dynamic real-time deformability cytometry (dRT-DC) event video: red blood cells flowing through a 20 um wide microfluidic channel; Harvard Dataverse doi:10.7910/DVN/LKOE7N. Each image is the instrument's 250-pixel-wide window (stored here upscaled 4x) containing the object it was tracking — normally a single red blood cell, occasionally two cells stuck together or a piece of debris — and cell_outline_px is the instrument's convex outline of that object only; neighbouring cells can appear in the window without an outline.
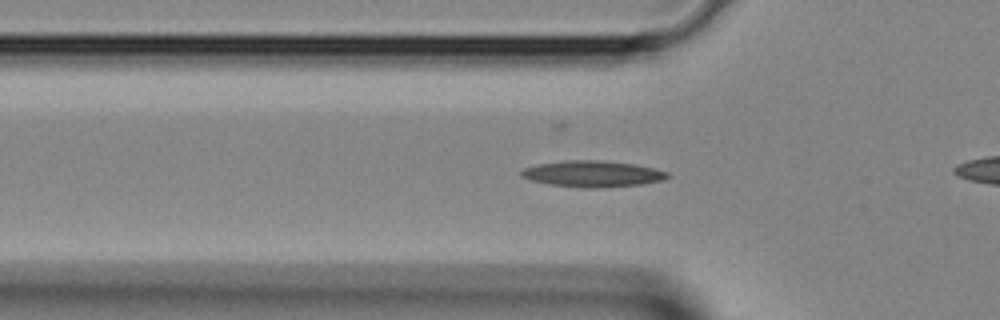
{"species": "Egyptian fruit bat (a non-hibernating species)", "species_latin": "Rousettus aegyptiacus", "temperature_condition": "room temperature", "stored_images_in_passage": 30, "camera_frame_rate_fps": 3000, "um_per_image_px": 0.085, "animal": {"sex": "female"}, "frame": {"image": 1, "passage_image": 9, "time_ms": 2.667, "image_size_px": [1000, 320], "cell_outline_px": [[672, 176], [664, 180], [640, 184], [596, 188], [584, 188], [548, 184], [532, 180], [520, 176], [520, 172], [524, 168], [540, 164], [564, 160], [600, 160], [632, 164], [652, 168], [668, 172]], "centroid_in_image_um": [50.37, 14.78], "position_along_channel_um": 75.4, "area_um2": 22.2}}
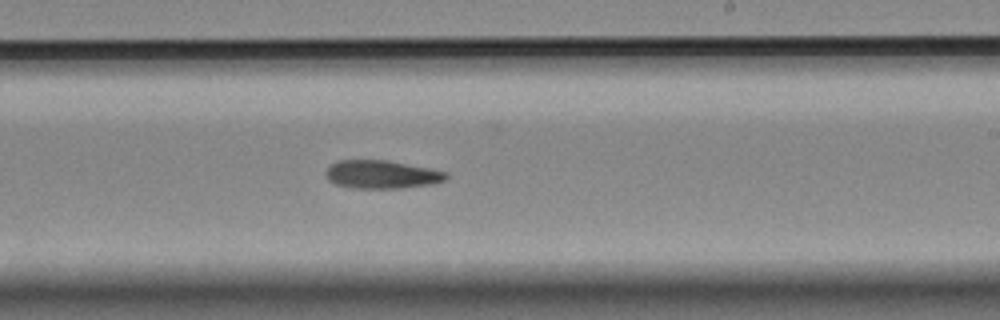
{"frame": {"image": 2, "passage_image": 20, "time_ms": 6.333, "image_size_px": [1000, 320], "cell_outline_px": [[448, 176], [444, 180], [432, 184], [400, 188], [352, 188], [336, 184], [328, 180], [324, 176], [324, 172], [328, 164], [336, 160], [388, 160], [448, 172]], "centroid_in_image_um": [32.37, 14.82], "position_along_channel_um": 256.6, "area_um2": 20.0}}
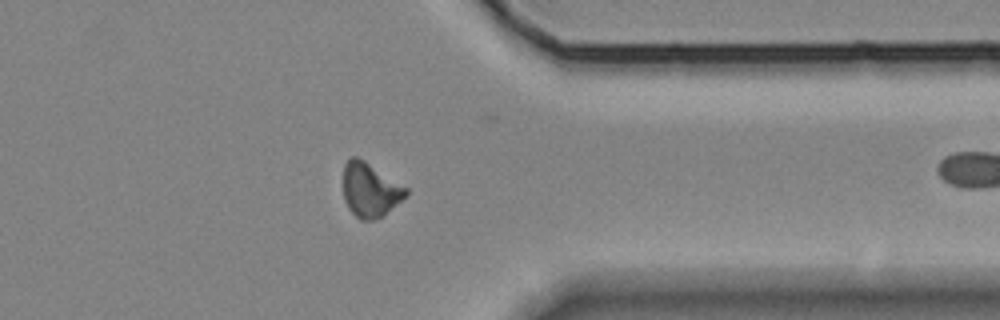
{"frame": {"image": 3, "passage_image": 28, "time_ms": 9.0, "image_size_px": [1000, 320], "cell_outline_px": [[408, 196], [380, 216], [372, 220], [360, 220], [348, 208], [344, 200], [344, 164], [352, 156], [356, 156], [364, 160], [408, 188]], "centroid_in_image_um": [31.46, 16.13], "position_along_channel_um": 379.9, "area_um2": 19.59}}